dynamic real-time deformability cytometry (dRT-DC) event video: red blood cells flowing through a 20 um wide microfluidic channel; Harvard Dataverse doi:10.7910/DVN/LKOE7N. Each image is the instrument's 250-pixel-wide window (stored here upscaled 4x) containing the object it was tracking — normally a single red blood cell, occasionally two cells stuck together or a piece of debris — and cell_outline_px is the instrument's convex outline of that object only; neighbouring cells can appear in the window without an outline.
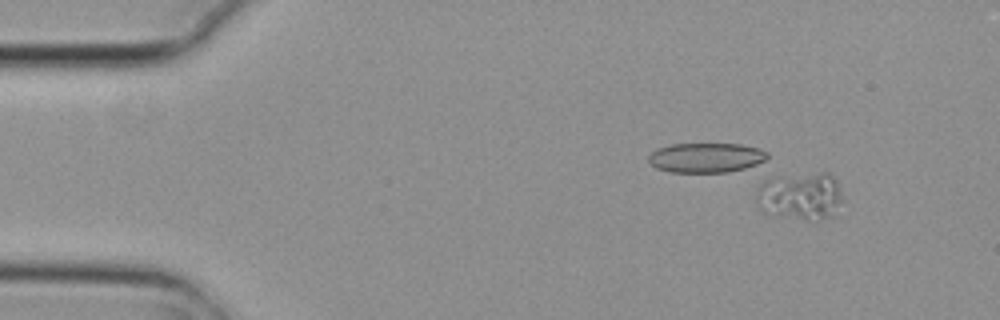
{"species": "common noctule bat (a hibernating species)", "species_latin": "Nyctalus noctula", "temperature_condition": "cold", "stored_images_in_passage": 4, "camera_frame_rate_fps": 3000, "um_per_image_px": 0.085, "animal": {"sex": "female", "body_mass_g": 29.2, "forearm_length_mm": 56.3}, "frame": {"image": 1, "passage_image": 1, "time_ms": 0.0, "image_size_px": [1000, 320], "cell_outline_px": [[840, 200], [832, 216], [820, 220], [808, 220], [768, 216], [756, 204], [756, 192], [760, 184], [764, 180], [776, 176], [820, 172], [828, 172], [836, 180], [840, 192]], "centroid_in_image_um": [67.95, 16.68], "position_along_channel_um": 17.1, "area_um2": 24.28}}
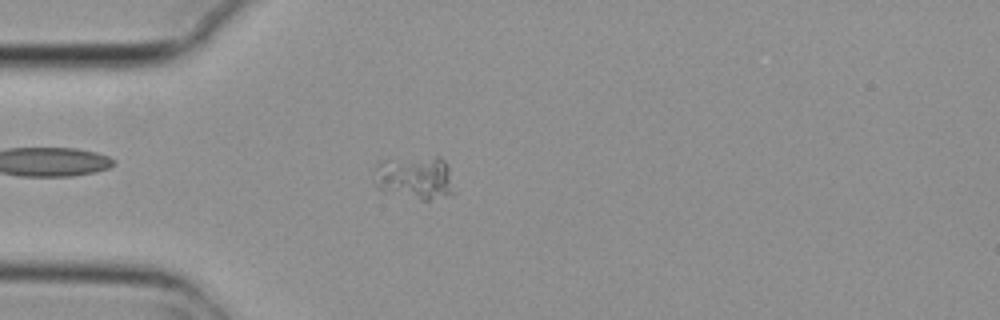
{"frame": {"image": 2, "passage_image": 3, "time_ms": 0.667, "image_size_px": [1000, 320], "cell_outline_px": [[456, 192], [452, 196], [428, 200], [420, 200], [388, 192], [376, 188], [376, 164], [380, 160], [436, 156], [440, 156], [444, 160], [448, 168]], "centroid_in_image_um": [35.32, 15.11], "position_along_channel_um": 49.7, "area_um2": 20.46}}